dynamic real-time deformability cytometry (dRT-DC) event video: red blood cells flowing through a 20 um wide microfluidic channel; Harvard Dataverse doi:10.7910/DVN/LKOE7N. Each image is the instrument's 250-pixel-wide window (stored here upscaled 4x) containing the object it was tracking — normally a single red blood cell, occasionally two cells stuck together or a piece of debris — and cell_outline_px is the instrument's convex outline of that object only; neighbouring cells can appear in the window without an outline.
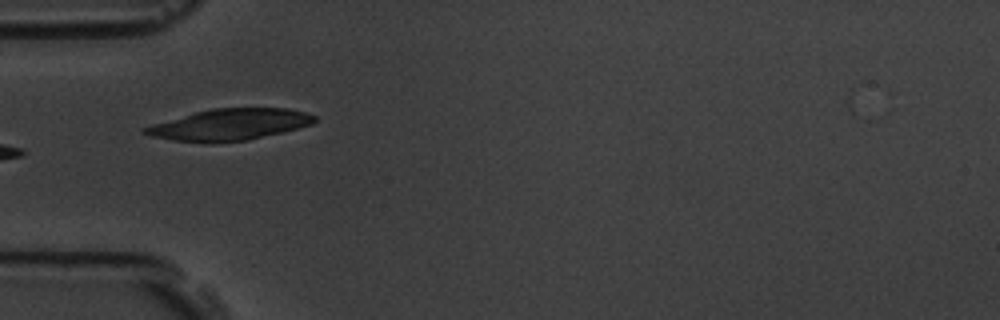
{"species": "common noctule bat (a hibernating species)", "species_latin": "Nyctalus noctula", "temperature_condition": "room temperature", "stored_images_in_passage": 3, "camera_frame_rate_fps": 3000, "um_per_image_px": 0.085, "animal": {"sex": "male", "body_mass_g": 19.5, "forearm_length_mm": 54.6}, "frame": {"image": 1, "passage_image": 3, "time_ms": 2.333, "image_size_px": [1000, 320], "cell_outline_px": [[316, 120], [312, 124], [248, 140], [172, 140], [152, 136], [140, 132], [140, 128], [152, 124], [196, 112], [212, 108], [288, 108], [304, 112], [316, 116]], "centroid_in_image_um": [19.51, 10.55], "position_along_channel_um": 65.5, "area_um2": 29.94}}